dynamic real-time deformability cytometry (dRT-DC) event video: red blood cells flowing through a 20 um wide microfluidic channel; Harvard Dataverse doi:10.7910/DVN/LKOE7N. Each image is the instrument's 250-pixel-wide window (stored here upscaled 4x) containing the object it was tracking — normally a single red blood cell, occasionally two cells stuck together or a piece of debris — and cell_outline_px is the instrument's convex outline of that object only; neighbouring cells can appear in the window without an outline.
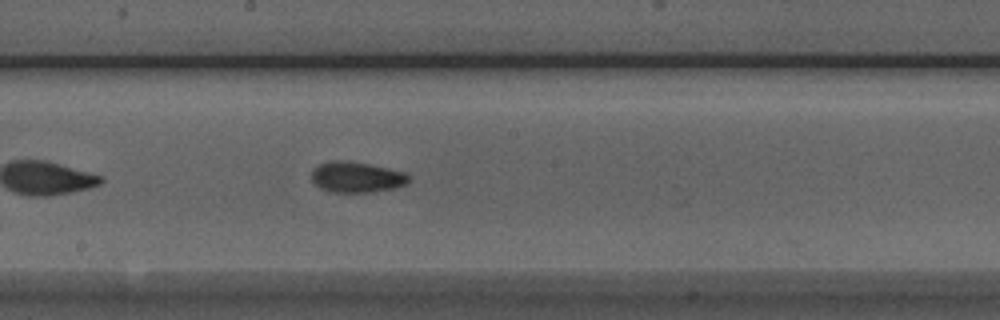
{"species": "Egyptian fruit bat (a non-hibernating species)", "species_latin": "Rousettus aegyptiacus", "temperature_condition": "room temperature", "stored_images_in_passage": 34, "camera_frame_rate_fps": 3000, "um_per_image_px": 0.085, "animal": {"sex": "male"}, "frame": {"image": 1, "passage_image": 15, "time_ms": 4.667, "image_size_px": [1000, 320], "cell_outline_px": [[412, 180], [408, 184], [396, 188], [372, 192], [332, 192], [320, 188], [312, 180], [312, 168], [328, 160], [344, 160], [368, 164], [388, 168], [404, 172], [412, 176]], "centroid_in_image_um": [30.35, 15.05], "position_along_channel_um": 217.8, "area_um2": 17.69}, "authors_computed_cell_mechanics": {"area_um2": 16.8198, "velocity_mm_per_s": 3.9294, "shape_relaxation_time_tau1_ms": 4.8228, "shape_relaxation_time_tau2_ms": 1.8074, "deformation_change_tau1": 0.1366, "deformation_change_tau2": 0.08}}